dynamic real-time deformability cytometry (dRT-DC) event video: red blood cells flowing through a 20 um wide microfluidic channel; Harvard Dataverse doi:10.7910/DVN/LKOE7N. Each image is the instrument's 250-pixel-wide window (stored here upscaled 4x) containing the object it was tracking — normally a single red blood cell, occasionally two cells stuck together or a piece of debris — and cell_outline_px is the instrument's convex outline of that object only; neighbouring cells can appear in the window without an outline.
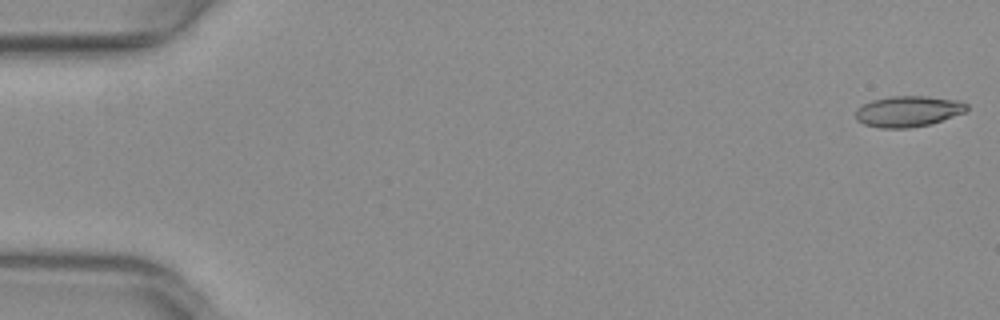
{"species": "common noctule bat (a hibernating species)", "species_latin": "Nyctalus noctula", "temperature_condition": "warm", "stored_images_in_passage": 8, "camera_frame_rate_fps": 3000, "um_per_image_px": 0.085, "animal": {"sex": "female", "body_mass_g": 29.2, "forearm_length_mm": 56.3}, "frame": {"image": 1, "passage_image": 1, "time_ms": 0.0, "image_size_px": [1000, 320], "cell_outline_px": [[968, 108], [964, 112], [932, 124], [908, 128], [880, 128], [864, 124], [856, 120], [856, 108], [872, 100], [892, 96], [924, 96], [960, 100], [968, 104]], "centroid_in_image_um": [77.2, 9.46], "position_along_channel_um": 7.8, "area_um2": 20.06}}